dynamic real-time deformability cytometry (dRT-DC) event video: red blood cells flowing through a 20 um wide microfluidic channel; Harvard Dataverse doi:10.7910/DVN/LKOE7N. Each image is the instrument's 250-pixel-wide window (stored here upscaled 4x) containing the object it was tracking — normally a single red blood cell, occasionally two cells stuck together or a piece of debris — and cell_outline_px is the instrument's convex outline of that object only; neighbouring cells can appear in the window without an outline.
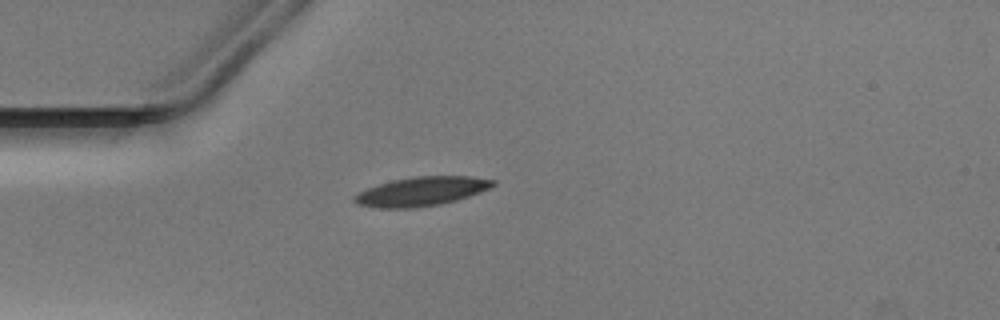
{"species": "Egyptian fruit bat (a non-hibernating species)", "species_latin": "Rousettus aegyptiacus", "temperature_condition": "warm", "stored_images_in_passage": 32, "camera_frame_rate_fps": 3000, "um_per_image_px": 0.085, "animal": {"sex": "male"}, "frame": {"image": 1, "passage_image": 1, "time_ms": 0.0, "image_size_px": [1000, 320], "cell_outline_px": [[496, 184], [480, 192], [456, 200], [440, 204], [412, 208], [380, 208], [356, 204], [352, 200], [352, 196], [368, 188], [392, 180], [412, 176], [472, 176], [496, 180]], "centroid_in_image_um": [35.82, 16.26], "position_along_channel_um": 49.2, "area_um2": 23.41}}
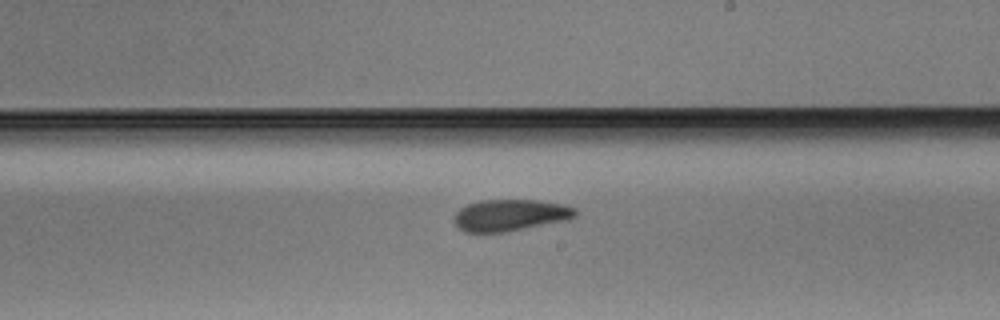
{"frame": {"image": 2, "passage_image": 17, "time_ms": 5.333, "image_size_px": [1000, 320], "cell_outline_px": [[576, 216], [568, 220], [508, 232], [464, 232], [452, 220], [456, 212], [460, 208], [468, 204], [480, 200], [536, 200], [560, 204], [576, 208]], "centroid_in_image_um": [43.36, 18.3], "position_along_channel_um": 245.6, "area_um2": 22.43}}
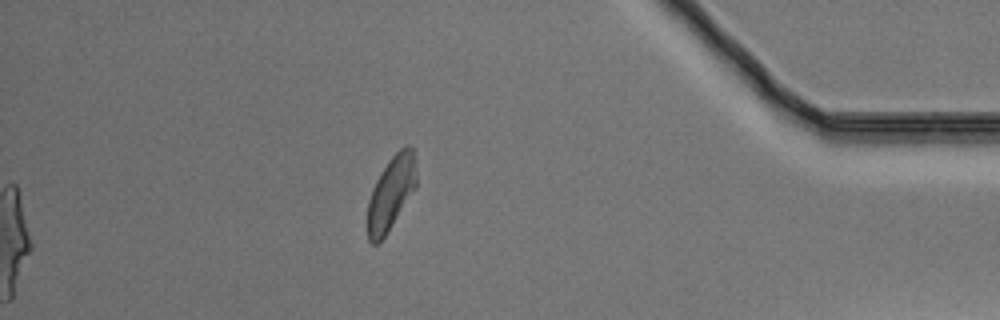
{"frame": {"image": 3, "passage_image": 32, "time_ms": 10.333, "image_size_px": [1000, 320], "cell_outline_px": [[416, 188], [384, 236], [376, 244], [372, 244], [368, 240], [368, 200], [372, 188], [376, 180], [388, 160], [404, 144], [408, 144], [412, 148], [416, 160]], "centroid_in_image_um": [33.25, 16.35], "position_along_channel_um": 401.9, "area_um2": 20.87}}